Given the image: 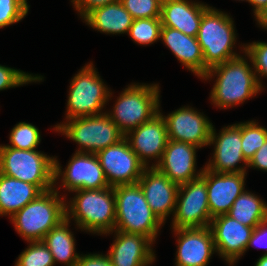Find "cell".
<instances>
[{
  "instance_id": "6da1fadb",
  "label": "cell",
  "mask_w": 267,
  "mask_h": 266,
  "mask_svg": "<svg viewBox=\"0 0 267 266\" xmlns=\"http://www.w3.org/2000/svg\"><path fill=\"white\" fill-rule=\"evenodd\" d=\"M254 69L241 55L207 70L202 79L217 76L210 94L211 102L226 109L243 103L262 91Z\"/></svg>"
},
{
  "instance_id": "7a4b0ae2",
  "label": "cell",
  "mask_w": 267,
  "mask_h": 266,
  "mask_svg": "<svg viewBox=\"0 0 267 266\" xmlns=\"http://www.w3.org/2000/svg\"><path fill=\"white\" fill-rule=\"evenodd\" d=\"M72 192L76 195L66 203V217L69 220H75L77 227L93 234L114 231L116 206L113 187Z\"/></svg>"
},
{
  "instance_id": "3957f363",
  "label": "cell",
  "mask_w": 267,
  "mask_h": 266,
  "mask_svg": "<svg viewBox=\"0 0 267 266\" xmlns=\"http://www.w3.org/2000/svg\"><path fill=\"white\" fill-rule=\"evenodd\" d=\"M66 218V200L58 189L41 193L10 219L16 231L27 242L42 241L45 235Z\"/></svg>"
},
{
  "instance_id": "277c9868",
  "label": "cell",
  "mask_w": 267,
  "mask_h": 266,
  "mask_svg": "<svg viewBox=\"0 0 267 266\" xmlns=\"http://www.w3.org/2000/svg\"><path fill=\"white\" fill-rule=\"evenodd\" d=\"M113 188L116 206L114 230L142 234L155 242L164 224L152 212L140 185L136 183Z\"/></svg>"
},
{
  "instance_id": "5b68a950",
  "label": "cell",
  "mask_w": 267,
  "mask_h": 266,
  "mask_svg": "<svg viewBox=\"0 0 267 266\" xmlns=\"http://www.w3.org/2000/svg\"><path fill=\"white\" fill-rule=\"evenodd\" d=\"M233 22L227 13L212 7L203 13L197 40L204 58V75L208 69L240 56L232 49L236 44Z\"/></svg>"
},
{
  "instance_id": "8992f818",
  "label": "cell",
  "mask_w": 267,
  "mask_h": 266,
  "mask_svg": "<svg viewBox=\"0 0 267 266\" xmlns=\"http://www.w3.org/2000/svg\"><path fill=\"white\" fill-rule=\"evenodd\" d=\"M159 90L158 84H131L117 97L113 111L107 114L126 135L159 113Z\"/></svg>"
},
{
  "instance_id": "52a82bcc",
  "label": "cell",
  "mask_w": 267,
  "mask_h": 266,
  "mask_svg": "<svg viewBox=\"0 0 267 266\" xmlns=\"http://www.w3.org/2000/svg\"><path fill=\"white\" fill-rule=\"evenodd\" d=\"M54 130L76 142L79 145L76 152L93 154L119 143L125 137L106 112L69 119L64 124L55 125Z\"/></svg>"
},
{
  "instance_id": "ba28073f",
  "label": "cell",
  "mask_w": 267,
  "mask_h": 266,
  "mask_svg": "<svg viewBox=\"0 0 267 266\" xmlns=\"http://www.w3.org/2000/svg\"><path fill=\"white\" fill-rule=\"evenodd\" d=\"M0 173L35 184L43 192L54 188V157L40 151L0 145Z\"/></svg>"
},
{
  "instance_id": "9c48e42d",
  "label": "cell",
  "mask_w": 267,
  "mask_h": 266,
  "mask_svg": "<svg viewBox=\"0 0 267 266\" xmlns=\"http://www.w3.org/2000/svg\"><path fill=\"white\" fill-rule=\"evenodd\" d=\"M93 63L85 65L70 82L66 120L103 113L112 92L105 86Z\"/></svg>"
},
{
  "instance_id": "30bf717a",
  "label": "cell",
  "mask_w": 267,
  "mask_h": 266,
  "mask_svg": "<svg viewBox=\"0 0 267 266\" xmlns=\"http://www.w3.org/2000/svg\"><path fill=\"white\" fill-rule=\"evenodd\" d=\"M172 228H204L210 225L206 180L200 176L179 185Z\"/></svg>"
},
{
  "instance_id": "8fae6325",
  "label": "cell",
  "mask_w": 267,
  "mask_h": 266,
  "mask_svg": "<svg viewBox=\"0 0 267 266\" xmlns=\"http://www.w3.org/2000/svg\"><path fill=\"white\" fill-rule=\"evenodd\" d=\"M59 161L54 157V185L61 179V186L68 191L90 190L110 187L96 154L76 152L62 171Z\"/></svg>"
},
{
  "instance_id": "7c38bea8",
  "label": "cell",
  "mask_w": 267,
  "mask_h": 266,
  "mask_svg": "<svg viewBox=\"0 0 267 266\" xmlns=\"http://www.w3.org/2000/svg\"><path fill=\"white\" fill-rule=\"evenodd\" d=\"M96 156L111 187L136 184L146 168L125 138L97 152Z\"/></svg>"
},
{
  "instance_id": "4fadbf2b",
  "label": "cell",
  "mask_w": 267,
  "mask_h": 266,
  "mask_svg": "<svg viewBox=\"0 0 267 266\" xmlns=\"http://www.w3.org/2000/svg\"><path fill=\"white\" fill-rule=\"evenodd\" d=\"M214 145L213 159L204 167L215 173L246 172L248 161L244 158L241 147V123L222 128L217 135L212 128L209 145ZM243 162L244 166H238ZM245 167V168H244Z\"/></svg>"
},
{
  "instance_id": "5bb4252c",
  "label": "cell",
  "mask_w": 267,
  "mask_h": 266,
  "mask_svg": "<svg viewBox=\"0 0 267 266\" xmlns=\"http://www.w3.org/2000/svg\"><path fill=\"white\" fill-rule=\"evenodd\" d=\"M166 123L168 140L193 144L199 148L209 145L212 123L205 115L184 106L168 116H163Z\"/></svg>"
},
{
  "instance_id": "9a60e30c",
  "label": "cell",
  "mask_w": 267,
  "mask_h": 266,
  "mask_svg": "<svg viewBox=\"0 0 267 266\" xmlns=\"http://www.w3.org/2000/svg\"><path fill=\"white\" fill-rule=\"evenodd\" d=\"M209 228L216 252L232 266L244 255L254 229L241 224L227 214L212 218Z\"/></svg>"
},
{
  "instance_id": "2e32d148",
  "label": "cell",
  "mask_w": 267,
  "mask_h": 266,
  "mask_svg": "<svg viewBox=\"0 0 267 266\" xmlns=\"http://www.w3.org/2000/svg\"><path fill=\"white\" fill-rule=\"evenodd\" d=\"M124 138L146 167L149 165L148 159H156L157 162L152 164V167H155L161 160L168 142L166 123L160 110L150 121L129 131Z\"/></svg>"
},
{
  "instance_id": "e0dca14e",
  "label": "cell",
  "mask_w": 267,
  "mask_h": 266,
  "mask_svg": "<svg viewBox=\"0 0 267 266\" xmlns=\"http://www.w3.org/2000/svg\"><path fill=\"white\" fill-rule=\"evenodd\" d=\"M152 212L164 224L166 217L175 212L179 185L172 182L156 167H146L137 182Z\"/></svg>"
},
{
  "instance_id": "ac0fdd59",
  "label": "cell",
  "mask_w": 267,
  "mask_h": 266,
  "mask_svg": "<svg viewBox=\"0 0 267 266\" xmlns=\"http://www.w3.org/2000/svg\"><path fill=\"white\" fill-rule=\"evenodd\" d=\"M243 173H215L204 167L202 177L206 180L208 205L212 218L227 214L234 201L245 190Z\"/></svg>"
},
{
  "instance_id": "d6986e66",
  "label": "cell",
  "mask_w": 267,
  "mask_h": 266,
  "mask_svg": "<svg viewBox=\"0 0 267 266\" xmlns=\"http://www.w3.org/2000/svg\"><path fill=\"white\" fill-rule=\"evenodd\" d=\"M177 238L176 266H207L216 252L211 229L179 228L173 230Z\"/></svg>"
},
{
  "instance_id": "ffe728a7",
  "label": "cell",
  "mask_w": 267,
  "mask_h": 266,
  "mask_svg": "<svg viewBox=\"0 0 267 266\" xmlns=\"http://www.w3.org/2000/svg\"><path fill=\"white\" fill-rule=\"evenodd\" d=\"M199 147L185 142L168 140L161 160L155 166L172 182L181 185L202 176L196 172V150Z\"/></svg>"
},
{
  "instance_id": "44dd1931",
  "label": "cell",
  "mask_w": 267,
  "mask_h": 266,
  "mask_svg": "<svg viewBox=\"0 0 267 266\" xmlns=\"http://www.w3.org/2000/svg\"><path fill=\"white\" fill-rule=\"evenodd\" d=\"M115 240L108 257L112 266H149L155 260L151 247L154 243L142 234L125 233L114 230Z\"/></svg>"
},
{
  "instance_id": "7402d4cb",
  "label": "cell",
  "mask_w": 267,
  "mask_h": 266,
  "mask_svg": "<svg viewBox=\"0 0 267 266\" xmlns=\"http://www.w3.org/2000/svg\"><path fill=\"white\" fill-rule=\"evenodd\" d=\"M209 7L204 3L188 0H163L160 17L162 26L197 37L203 13Z\"/></svg>"
},
{
  "instance_id": "603a6c76",
  "label": "cell",
  "mask_w": 267,
  "mask_h": 266,
  "mask_svg": "<svg viewBox=\"0 0 267 266\" xmlns=\"http://www.w3.org/2000/svg\"><path fill=\"white\" fill-rule=\"evenodd\" d=\"M193 74L204 76V58L197 37L188 36L177 29L162 26L160 40Z\"/></svg>"
},
{
  "instance_id": "cb8c5ba5",
  "label": "cell",
  "mask_w": 267,
  "mask_h": 266,
  "mask_svg": "<svg viewBox=\"0 0 267 266\" xmlns=\"http://www.w3.org/2000/svg\"><path fill=\"white\" fill-rule=\"evenodd\" d=\"M43 191L30 184L0 173V216L12 217Z\"/></svg>"
},
{
  "instance_id": "d4e9b609",
  "label": "cell",
  "mask_w": 267,
  "mask_h": 266,
  "mask_svg": "<svg viewBox=\"0 0 267 266\" xmlns=\"http://www.w3.org/2000/svg\"><path fill=\"white\" fill-rule=\"evenodd\" d=\"M83 20L101 33L128 34L134 19L121 1H117L92 10Z\"/></svg>"
},
{
  "instance_id": "484cf974",
  "label": "cell",
  "mask_w": 267,
  "mask_h": 266,
  "mask_svg": "<svg viewBox=\"0 0 267 266\" xmlns=\"http://www.w3.org/2000/svg\"><path fill=\"white\" fill-rule=\"evenodd\" d=\"M70 221L66 217L53 229H51L42 240L53 255L54 262L64 263L66 266H76L79 254L75 251V238L69 229Z\"/></svg>"
},
{
  "instance_id": "4316f807",
  "label": "cell",
  "mask_w": 267,
  "mask_h": 266,
  "mask_svg": "<svg viewBox=\"0 0 267 266\" xmlns=\"http://www.w3.org/2000/svg\"><path fill=\"white\" fill-rule=\"evenodd\" d=\"M227 215L245 226L255 228L267 219V204L257 195L245 190L234 201Z\"/></svg>"
},
{
  "instance_id": "83f0119b",
  "label": "cell",
  "mask_w": 267,
  "mask_h": 266,
  "mask_svg": "<svg viewBox=\"0 0 267 266\" xmlns=\"http://www.w3.org/2000/svg\"><path fill=\"white\" fill-rule=\"evenodd\" d=\"M267 140V129L258 122H241V147L244 158L249 160L254 156Z\"/></svg>"
},
{
  "instance_id": "f1b7e54d",
  "label": "cell",
  "mask_w": 267,
  "mask_h": 266,
  "mask_svg": "<svg viewBox=\"0 0 267 266\" xmlns=\"http://www.w3.org/2000/svg\"><path fill=\"white\" fill-rule=\"evenodd\" d=\"M161 28V18L134 19L128 35L137 44H153L160 39Z\"/></svg>"
},
{
  "instance_id": "f546056e",
  "label": "cell",
  "mask_w": 267,
  "mask_h": 266,
  "mask_svg": "<svg viewBox=\"0 0 267 266\" xmlns=\"http://www.w3.org/2000/svg\"><path fill=\"white\" fill-rule=\"evenodd\" d=\"M11 145H5L19 150H35L41 141L39 129L33 124L19 122L12 128L10 137Z\"/></svg>"
},
{
  "instance_id": "4dcf8cb0",
  "label": "cell",
  "mask_w": 267,
  "mask_h": 266,
  "mask_svg": "<svg viewBox=\"0 0 267 266\" xmlns=\"http://www.w3.org/2000/svg\"><path fill=\"white\" fill-rule=\"evenodd\" d=\"M53 255L43 241L29 242L16 260L15 266H54Z\"/></svg>"
},
{
  "instance_id": "1f68e13d",
  "label": "cell",
  "mask_w": 267,
  "mask_h": 266,
  "mask_svg": "<svg viewBox=\"0 0 267 266\" xmlns=\"http://www.w3.org/2000/svg\"><path fill=\"white\" fill-rule=\"evenodd\" d=\"M133 19L160 18L163 0H120Z\"/></svg>"
},
{
  "instance_id": "d6a6232c",
  "label": "cell",
  "mask_w": 267,
  "mask_h": 266,
  "mask_svg": "<svg viewBox=\"0 0 267 266\" xmlns=\"http://www.w3.org/2000/svg\"><path fill=\"white\" fill-rule=\"evenodd\" d=\"M28 10L27 0H0V28L21 21Z\"/></svg>"
},
{
  "instance_id": "836d02e7",
  "label": "cell",
  "mask_w": 267,
  "mask_h": 266,
  "mask_svg": "<svg viewBox=\"0 0 267 266\" xmlns=\"http://www.w3.org/2000/svg\"><path fill=\"white\" fill-rule=\"evenodd\" d=\"M243 53L247 56L254 67L257 80L262 86L260 78L262 76L267 77V43L265 42H252L247 45H243ZM259 76V77H258ZM261 76V77H260Z\"/></svg>"
},
{
  "instance_id": "e575fe53",
  "label": "cell",
  "mask_w": 267,
  "mask_h": 266,
  "mask_svg": "<svg viewBox=\"0 0 267 266\" xmlns=\"http://www.w3.org/2000/svg\"><path fill=\"white\" fill-rule=\"evenodd\" d=\"M43 77L0 65V91L15 88L31 82L42 81Z\"/></svg>"
},
{
  "instance_id": "d590c367",
  "label": "cell",
  "mask_w": 267,
  "mask_h": 266,
  "mask_svg": "<svg viewBox=\"0 0 267 266\" xmlns=\"http://www.w3.org/2000/svg\"><path fill=\"white\" fill-rule=\"evenodd\" d=\"M120 0H72L74 8L84 18L92 10Z\"/></svg>"
},
{
  "instance_id": "8d00e7d4",
  "label": "cell",
  "mask_w": 267,
  "mask_h": 266,
  "mask_svg": "<svg viewBox=\"0 0 267 266\" xmlns=\"http://www.w3.org/2000/svg\"><path fill=\"white\" fill-rule=\"evenodd\" d=\"M262 246L267 250V219L258 224L251 234L246 251L252 246ZM267 254V252H265Z\"/></svg>"
},
{
  "instance_id": "74e56055",
  "label": "cell",
  "mask_w": 267,
  "mask_h": 266,
  "mask_svg": "<svg viewBox=\"0 0 267 266\" xmlns=\"http://www.w3.org/2000/svg\"><path fill=\"white\" fill-rule=\"evenodd\" d=\"M76 266H112V263L107 254H81Z\"/></svg>"
},
{
  "instance_id": "f35d334b",
  "label": "cell",
  "mask_w": 267,
  "mask_h": 266,
  "mask_svg": "<svg viewBox=\"0 0 267 266\" xmlns=\"http://www.w3.org/2000/svg\"><path fill=\"white\" fill-rule=\"evenodd\" d=\"M248 167L257 168L267 172V140L263 146L256 151L254 156L249 160Z\"/></svg>"
},
{
  "instance_id": "ab89813d",
  "label": "cell",
  "mask_w": 267,
  "mask_h": 266,
  "mask_svg": "<svg viewBox=\"0 0 267 266\" xmlns=\"http://www.w3.org/2000/svg\"><path fill=\"white\" fill-rule=\"evenodd\" d=\"M248 2L254 8V15H255V17L263 10V8L267 4V0H248Z\"/></svg>"
},
{
  "instance_id": "60d3db41",
  "label": "cell",
  "mask_w": 267,
  "mask_h": 266,
  "mask_svg": "<svg viewBox=\"0 0 267 266\" xmlns=\"http://www.w3.org/2000/svg\"><path fill=\"white\" fill-rule=\"evenodd\" d=\"M255 18L258 25H260L263 29H267V4Z\"/></svg>"
},
{
  "instance_id": "b9f144b4",
  "label": "cell",
  "mask_w": 267,
  "mask_h": 266,
  "mask_svg": "<svg viewBox=\"0 0 267 266\" xmlns=\"http://www.w3.org/2000/svg\"><path fill=\"white\" fill-rule=\"evenodd\" d=\"M255 266H267V254H263L258 261L256 262Z\"/></svg>"
}]
</instances>
